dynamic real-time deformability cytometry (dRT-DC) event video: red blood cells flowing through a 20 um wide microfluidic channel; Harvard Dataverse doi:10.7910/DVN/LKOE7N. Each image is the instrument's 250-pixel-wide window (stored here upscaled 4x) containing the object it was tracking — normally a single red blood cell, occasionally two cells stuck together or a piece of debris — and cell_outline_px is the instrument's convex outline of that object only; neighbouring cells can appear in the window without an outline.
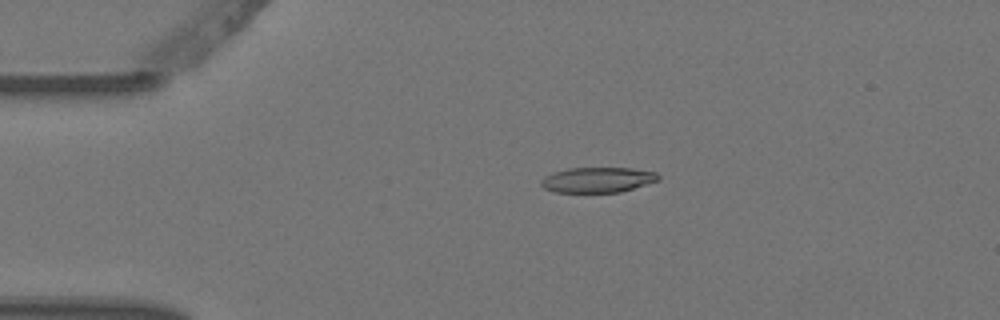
{"species": "Egyptian fruit bat (a non-hibernating species)", "species_latin": "Rousettus aegyptiacus", "temperature_condition": "warm", "stored_images_in_passage": 5, "camera_frame_rate_fps": 3000, "um_per_image_px": 0.085, "animal": {"sex": "female"}, "frame": {"image": 1, "passage_image": 4, "time_ms": 1.0, "image_size_px": [1000, 320], "cell_outline_px": [[660, 180], [620, 192], [552, 192], [544, 188], [540, 184], [540, 180], [544, 176], [552, 172], [568, 168], [632, 168], [656, 172], [660, 176]], "centroid_in_image_um": [50.77, 15.28], "position_along_channel_um": 34.2, "area_um2": 17.4}}